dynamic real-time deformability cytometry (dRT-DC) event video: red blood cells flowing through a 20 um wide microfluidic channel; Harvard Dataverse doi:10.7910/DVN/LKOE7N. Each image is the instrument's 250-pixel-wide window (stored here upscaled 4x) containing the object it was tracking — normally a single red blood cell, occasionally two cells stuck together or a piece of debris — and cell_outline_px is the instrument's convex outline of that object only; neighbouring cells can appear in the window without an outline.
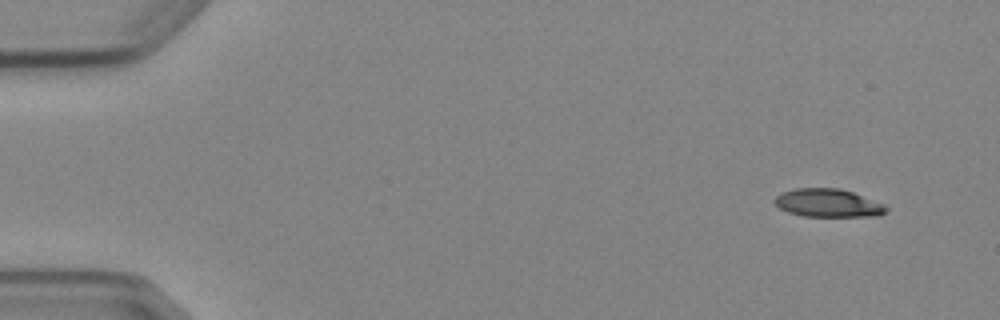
{"species": "Egyptian fruit bat (a non-hibernating species)", "species_latin": "Rousettus aegyptiacus", "temperature_condition": "cold", "stored_images_in_passage": 6, "camera_frame_rate_fps": 3000, "um_per_image_px": 0.085, "animal": {"sex": "female"}, "frame": {"image": 1, "passage_image": 1, "time_ms": 0.0, "image_size_px": [1000, 320], "cell_outline_px": [[888, 208], [880, 216], [804, 216], [788, 212], [780, 208], [772, 200], [780, 192], [792, 188], [840, 188], [852, 192], [884, 204]], "centroid_in_image_um": [70.34, 17.24], "position_along_channel_um": 14.7, "area_um2": 18.32}}
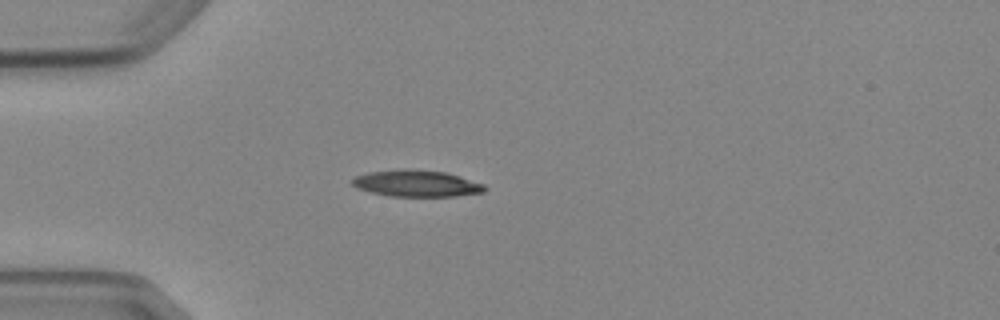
{"frame": {"image": 2, "passage_image": 4, "time_ms": 3.667, "image_size_px": [1000, 320], "cell_outline_px": [[488, 188], [484, 192], [456, 196], [388, 196], [356, 188], [352, 184], [352, 180], [356, 176], [368, 172], [408, 168], [444, 172], [484, 184]], "centroid_in_image_um": [35.4, 15.59], "position_along_channel_um": 49.6, "area_um2": 20.4}}
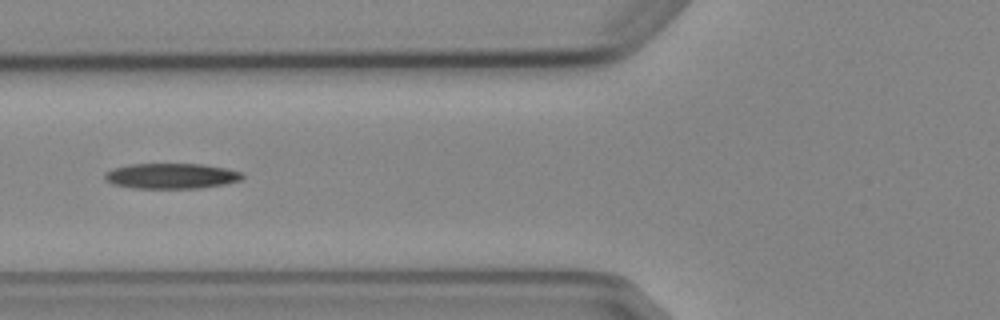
{"frame": {"image": 3, "passage_image": 6, "time_ms": 5.667, "image_size_px": [1000, 320], "cell_outline_px": [[244, 176], [240, 180], [224, 184], [200, 188], [136, 188], [112, 184], [104, 180], [104, 172], [112, 168], [128, 164], [204, 164], [244, 172]], "centroid_in_image_um": [14.53, 14.95], "position_along_channel_um": 111.3, "area_um2": 20.52}}